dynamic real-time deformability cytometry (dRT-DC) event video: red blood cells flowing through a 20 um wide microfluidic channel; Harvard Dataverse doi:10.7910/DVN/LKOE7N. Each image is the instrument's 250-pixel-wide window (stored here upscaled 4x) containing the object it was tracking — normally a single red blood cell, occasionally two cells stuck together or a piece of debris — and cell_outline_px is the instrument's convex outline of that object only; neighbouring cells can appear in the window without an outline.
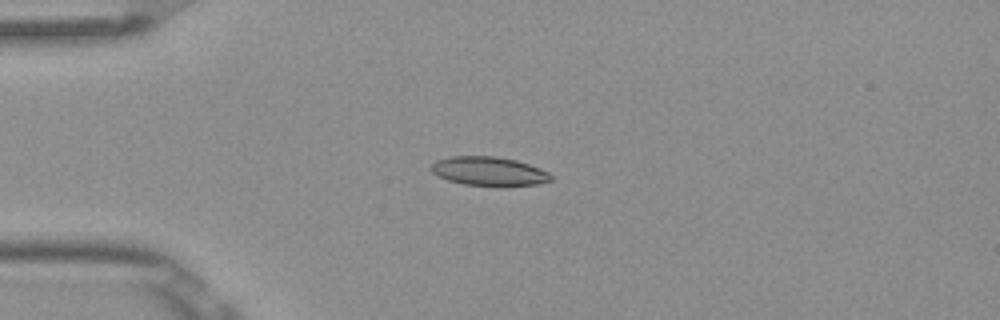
{"species": "Egyptian fruit bat (a non-hibernating species)", "species_latin": "Rousettus aegyptiacus", "temperature_condition": "room temperature", "stored_images_in_passage": 4, "camera_frame_rate_fps": 3000, "um_per_image_px": 0.085, "frame": {"image": 1, "passage_image": 3, "time_ms": 0.667, "image_size_px": [1000, 320], "cell_outline_px": [[552, 180], [536, 184], [504, 188], [500, 188], [464, 184], [448, 180], [432, 172], [428, 168], [436, 160], [452, 156], [492, 156], [516, 160], [540, 168], [548, 172], [552, 176]], "centroid_in_image_um": [41.57, 14.58], "position_along_channel_um": 43.4, "area_um2": 20.63}}